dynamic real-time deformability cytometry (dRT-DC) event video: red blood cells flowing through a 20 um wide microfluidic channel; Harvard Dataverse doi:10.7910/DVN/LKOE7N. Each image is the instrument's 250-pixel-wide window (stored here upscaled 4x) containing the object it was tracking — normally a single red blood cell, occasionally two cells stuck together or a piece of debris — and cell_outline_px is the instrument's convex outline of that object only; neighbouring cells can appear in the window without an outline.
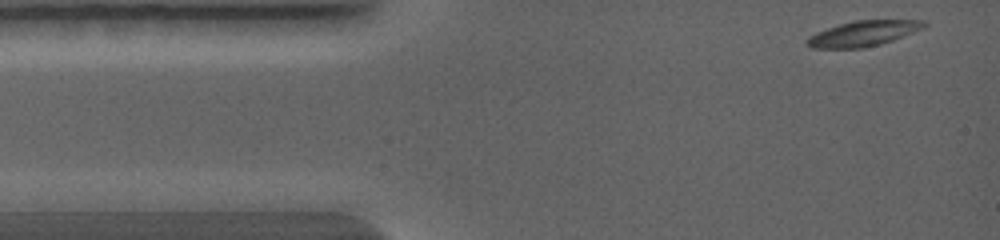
{"species": "common noctule bat (a hibernating species)", "species_latin": "Nyctalus noctula", "temperature_condition": "warm", "stored_images_in_passage": 28, "camera_frame_rate_fps": 5000, "um_per_image_px": 0.085, "animal": {"sex": "female", "body_mass_g": 19.0, "forearm_length_mm": 56.7}, "frame": {"image": 1, "passage_image": 1, "time_ms": 0.0, "image_size_px": [1000, 240], "cell_outline_px": [[928, 24], [924, 28], [892, 40], [880, 44], [864, 48], [812, 48], [804, 40], [808, 36], [816, 32], [852, 20], [924, 20]], "centroid_in_image_um": [73.37, 2.84], "position_along_channel_um": 11.6, "area_um2": 17.28}}
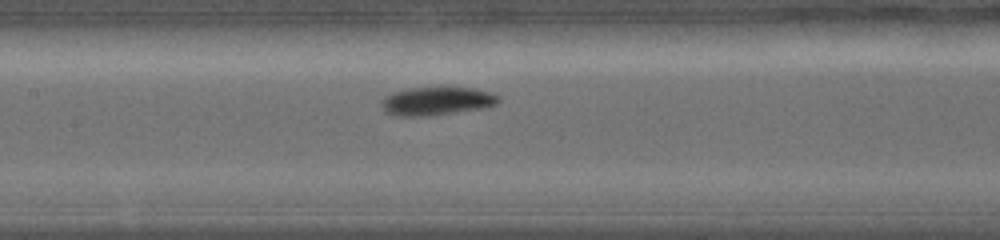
{"frame": {"image": 2, "passage_image": 13, "time_ms": 4.2, "image_size_px": [1000, 240], "cell_outline_px": [[500, 100], [496, 104], [480, 108], [428, 116], [400, 116], [384, 112], [380, 104], [380, 100], [384, 96], [392, 92], [408, 88], [472, 88], [492, 92], [500, 96]], "centroid_in_image_um": [37.06, 8.59], "position_along_channel_um": 170.3, "area_um2": 19.25}}
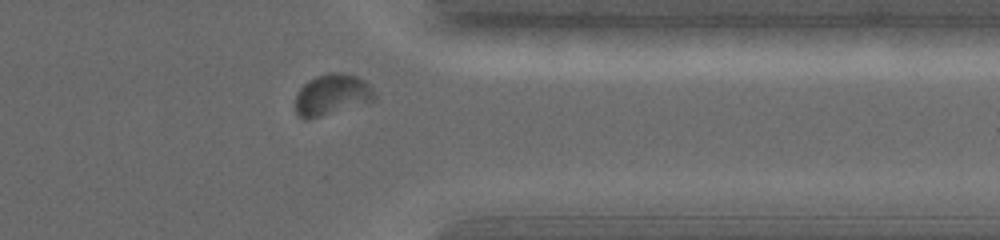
{"frame": {"image": 3, "passage_image": 24, "time_ms": 8.2, "image_size_px": [1000, 240], "cell_outline_px": [[376, 100], [368, 104], [308, 120], [304, 120], [296, 116], [296, 96], [300, 88], [308, 80], [316, 76], [328, 72], [340, 72], [356, 76], [364, 80], [372, 88], [376, 96]], "centroid_in_image_um": [28.23, 8.08], "position_along_channel_um": 383.2, "area_um2": 19.48}}